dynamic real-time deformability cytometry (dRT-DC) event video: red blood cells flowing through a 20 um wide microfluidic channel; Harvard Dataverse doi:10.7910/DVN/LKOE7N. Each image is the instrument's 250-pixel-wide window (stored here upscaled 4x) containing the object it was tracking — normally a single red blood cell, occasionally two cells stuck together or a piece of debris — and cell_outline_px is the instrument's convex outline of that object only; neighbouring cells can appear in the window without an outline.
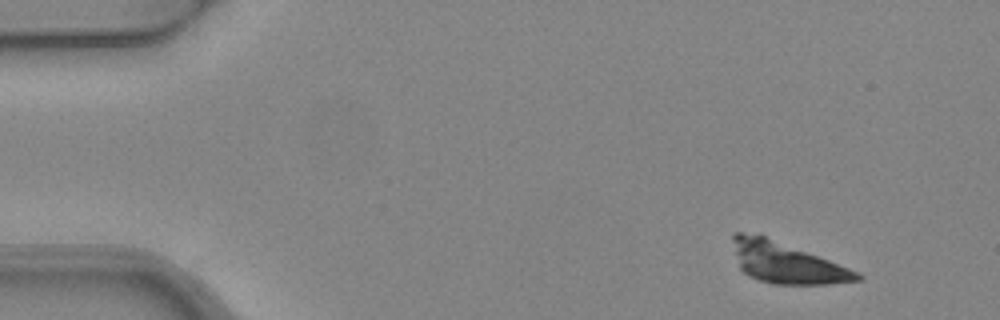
{"species": "common noctule bat (a hibernating species)", "species_latin": "Nyctalus noctula", "temperature_condition": "warm", "stored_images_in_passage": 4, "camera_frame_rate_fps": 3000, "um_per_image_px": 0.085, "animal": {"sex": "female", "body_mass_g": 24.6, "forearm_length_mm": 56.2}, "frame": {"image": 1, "passage_image": 1, "time_ms": 0.0, "image_size_px": [1000, 320], "cell_outline_px": [[864, 280], [828, 284], [772, 284], [748, 276], [740, 268], [732, 240], [732, 236], [736, 232], [740, 232], [764, 236], [828, 260], [848, 268], [864, 276]], "centroid_in_image_um": [66.84, 22.36], "position_along_channel_um": 18.2, "area_um2": 28.9}}
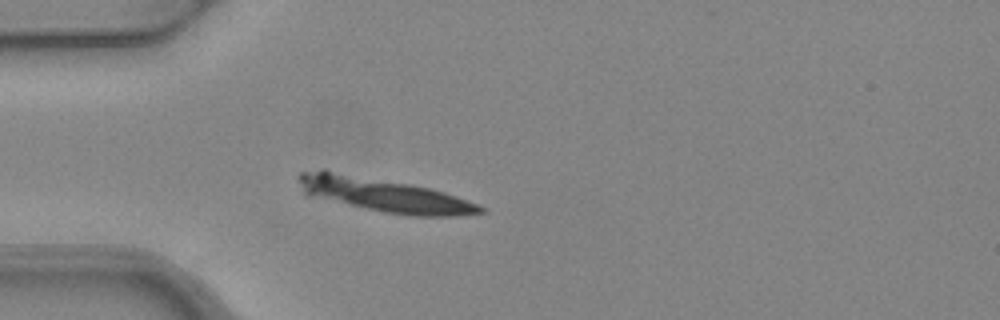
{"frame": {"image": 2, "passage_image": 4, "time_ms": 1.0, "image_size_px": [1000, 320], "cell_outline_px": [[488, 212], [456, 216], [412, 216], [384, 212], [304, 196], [296, 176], [300, 172], [324, 168], [432, 188], [456, 196], [476, 204], [484, 208]], "centroid_in_image_um": [32.52, 16.54], "position_along_channel_um": 52.5, "area_um2": 36.53}}